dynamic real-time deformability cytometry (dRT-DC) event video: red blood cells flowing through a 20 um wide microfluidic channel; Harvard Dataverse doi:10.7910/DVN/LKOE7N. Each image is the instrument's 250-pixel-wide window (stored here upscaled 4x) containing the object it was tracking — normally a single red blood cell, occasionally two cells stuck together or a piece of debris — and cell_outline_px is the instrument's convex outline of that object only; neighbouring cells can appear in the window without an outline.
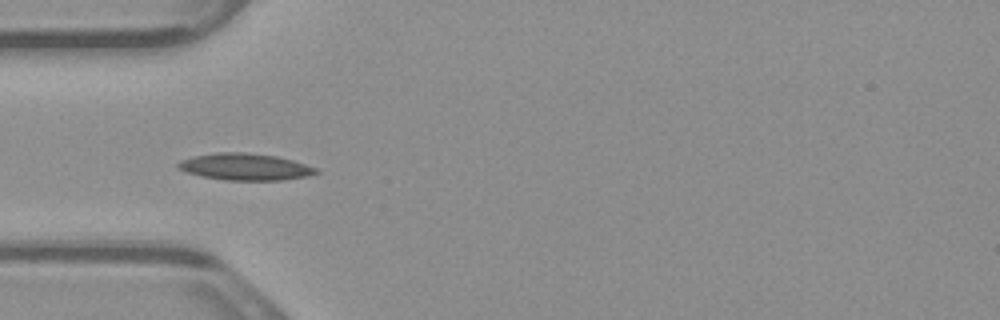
{"species": "common noctule bat (a hibernating species)", "species_latin": "Nyctalus noctula", "temperature_condition": "warm", "stored_images_in_passage": 6, "camera_frame_rate_fps": 3000, "um_per_image_px": 0.085, "animal": {"sex": "male", "body_mass_g": 23.1, "forearm_length_mm": 52.7}, "frame": {"image": 1, "passage_image": 5, "time_ms": 1.333, "image_size_px": [1000, 320], "cell_outline_px": [[320, 172], [308, 176], [284, 180], [224, 180], [200, 176], [176, 168], [176, 164], [180, 160], [196, 156], [220, 152], [244, 152], [276, 156], [292, 160], [316, 168]], "centroid_in_image_um": [20.82, 14.18], "position_along_channel_um": 64.2, "area_um2": 21.44}}
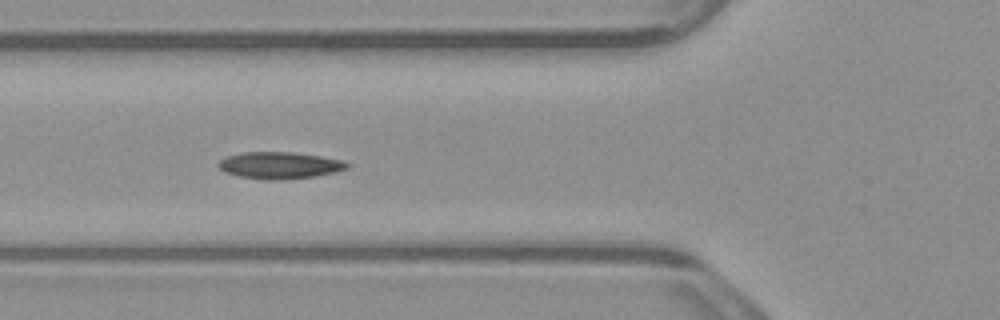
{"frame": {"image": 2, "passage_image": 6, "time_ms": 1.667, "image_size_px": [1000, 320], "cell_outline_px": [[352, 164], [348, 168], [336, 172], [312, 176], [276, 180], [264, 180], [240, 176], [224, 172], [216, 164], [220, 160], [228, 156], [240, 152], [292, 152], [320, 156], [340, 160]], "centroid_in_image_um": [23.75, 14.05], "position_along_channel_um": 102.0, "area_um2": 20.0}}